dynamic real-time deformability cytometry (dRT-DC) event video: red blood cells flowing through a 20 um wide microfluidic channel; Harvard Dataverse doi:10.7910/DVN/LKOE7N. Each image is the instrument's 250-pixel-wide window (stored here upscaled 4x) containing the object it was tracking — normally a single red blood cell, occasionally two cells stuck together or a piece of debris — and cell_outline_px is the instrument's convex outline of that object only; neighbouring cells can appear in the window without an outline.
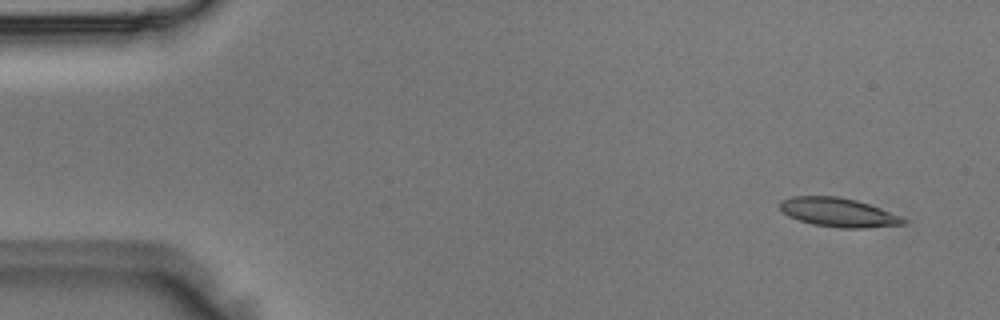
{"species": "Egyptian fruit bat (a non-hibernating species)", "species_latin": "Rousettus aegyptiacus", "temperature_condition": "room temperature", "stored_images_in_passage": 4, "camera_frame_rate_fps": 3000, "um_per_image_px": 0.085, "animal": {"sex": "male"}, "frame": {"image": 1, "passage_image": 1, "time_ms": 0.0, "image_size_px": [1000, 320], "cell_outline_px": [[908, 220], [904, 224], [864, 228], [840, 228], [812, 224], [788, 216], [780, 208], [780, 200], [792, 196], [840, 196], [856, 200], [904, 216]], "centroid_in_image_um": [71.29, 18.05], "position_along_channel_um": 13.7, "area_um2": 20.92}}
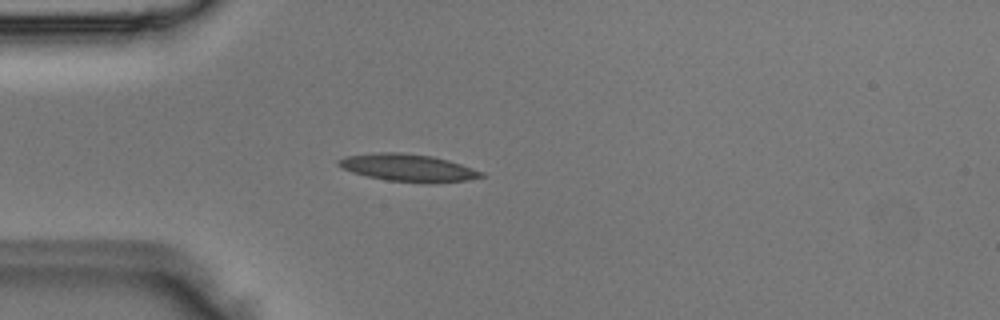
{"frame": {"image": 2, "passage_image": 4, "time_ms": 1.0, "image_size_px": [1000, 320], "cell_outline_px": [[488, 176], [468, 180], [428, 184], [424, 184], [388, 180], [368, 176], [352, 172], [340, 168], [336, 164], [336, 160], [344, 156], [376, 152], [400, 152], [432, 156], [448, 160], [484, 172]], "centroid_in_image_um": [34.68, 14.26], "position_along_channel_um": 50.3, "area_um2": 23.18}}